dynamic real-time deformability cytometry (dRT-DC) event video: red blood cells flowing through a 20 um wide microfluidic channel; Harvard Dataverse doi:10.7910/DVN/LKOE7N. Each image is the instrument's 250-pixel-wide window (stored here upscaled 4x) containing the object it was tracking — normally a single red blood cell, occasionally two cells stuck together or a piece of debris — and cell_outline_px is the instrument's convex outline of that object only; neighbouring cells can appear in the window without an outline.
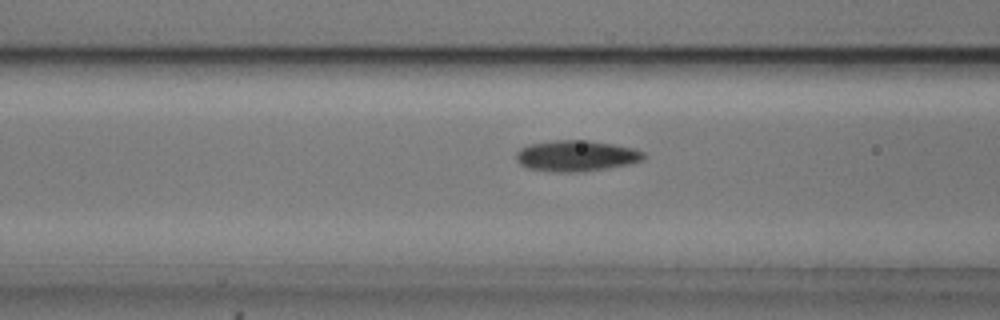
{"species": "common noctule bat (a hibernating species)", "species_latin": "Nyctalus noctula", "temperature_condition": "cold", "stored_images_in_passage": 33, "camera_frame_rate_fps": 3000, "um_per_image_px": 0.085, "animal": {"sex": "male", "body_mass_g": 20.5, "forearm_length_mm": 52.5}, "frame": {"image": 1, "passage_image": 12, "time_ms": 3.667, "image_size_px": [1000, 320], "cell_outline_px": [[648, 156], [644, 160], [632, 164], [608, 168], [576, 172], [552, 172], [528, 168], [520, 164], [516, 160], [516, 152], [520, 148], [528, 144], [556, 140], [588, 140], [612, 144], [632, 148], [644, 152]], "centroid_in_image_um": [49.0, 13.25], "position_along_channel_um": 117.6, "area_um2": 23.24}}
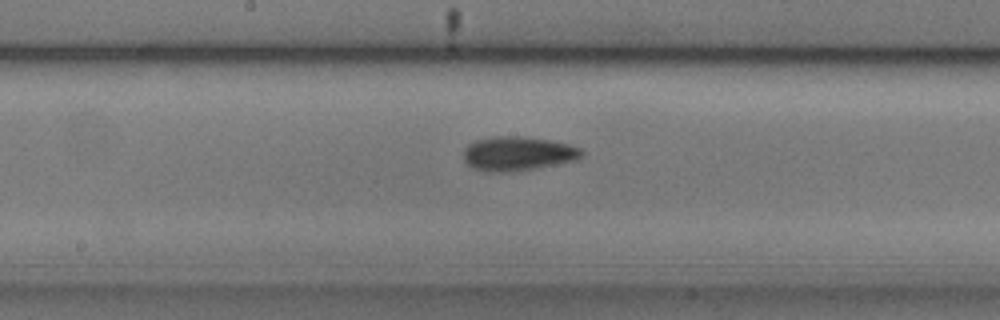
{"frame": {"image": 2, "passage_image": 19, "time_ms": 6.0, "image_size_px": [1000, 320], "cell_outline_px": [[584, 156], [576, 160], [512, 172], [484, 172], [472, 168], [464, 160], [464, 148], [468, 144], [476, 140], [492, 136], [516, 136], [548, 140], [568, 144], [580, 148], [584, 152]], "centroid_in_image_um": [43.98, 13.06], "position_along_channel_um": 204.2, "area_um2": 23.52}}
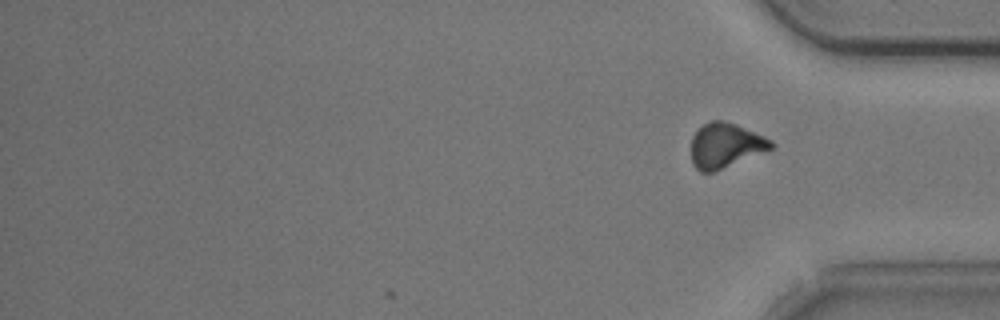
{"frame": {"image": 3, "passage_image": 33, "time_ms": 10.667, "image_size_px": [1000, 320], "cell_outline_px": [[776, 144], [772, 148], [712, 172], [700, 172], [692, 164], [692, 136], [696, 128], [708, 120], [724, 120], [736, 124], [764, 136], [772, 140]], "centroid_in_image_um": [61.62, 12.32], "position_along_channel_um": 373.6, "area_um2": 20.81}, "authors_computed_cell_mechanics": {"area_um2": 22.3686, "velocity_mm_per_s": 3.6948, "shape_relaxation_time_tau1_ms": 3.1917, "shape_relaxation_time_tau2_ms": 3.5095, "deformation_change_tau1": 0.0893, "deformation_change_tau2": 0.0861}}